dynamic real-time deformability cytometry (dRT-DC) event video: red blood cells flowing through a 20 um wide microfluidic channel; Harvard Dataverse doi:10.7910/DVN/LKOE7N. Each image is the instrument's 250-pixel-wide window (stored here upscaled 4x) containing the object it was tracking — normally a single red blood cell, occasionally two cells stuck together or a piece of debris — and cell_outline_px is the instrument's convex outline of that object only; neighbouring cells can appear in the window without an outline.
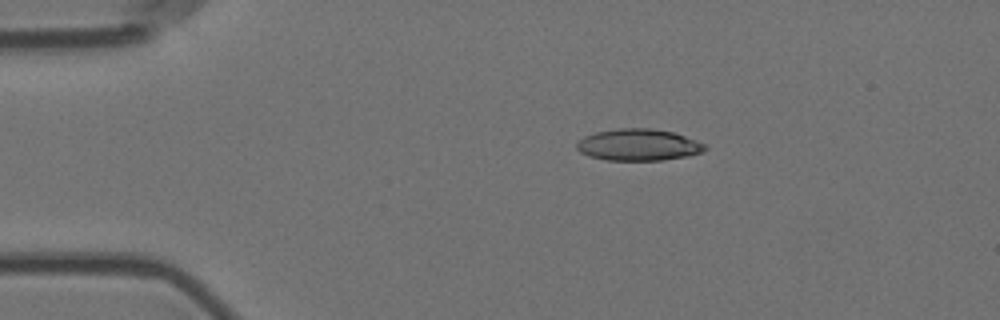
{"species": "Egyptian fruit bat (a non-hibernating species)", "species_latin": "Rousettus aegyptiacus", "temperature_condition": "room temperature", "stored_images_in_passage": 5, "camera_frame_rate_fps": 3000, "um_per_image_px": 0.085, "animal": {"sex": "female"}, "frame": {"image": 1, "passage_image": 1, "time_ms": 0.0, "image_size_px": [1000, 320], "cell_outline_px": [[708, 148], [704, 152], [688, 156], [664, 160], [604, 160], [588, 156], [580, 152], [576, 148], [576, 144], [584, 136], [596, 132], [616, 128], [648, 128], [676, 132], [708, 144]], "centroid_in_image_um": [54.32, 12.31], "position_along_channel_um": 30.7, "area_um2": 24.1}}
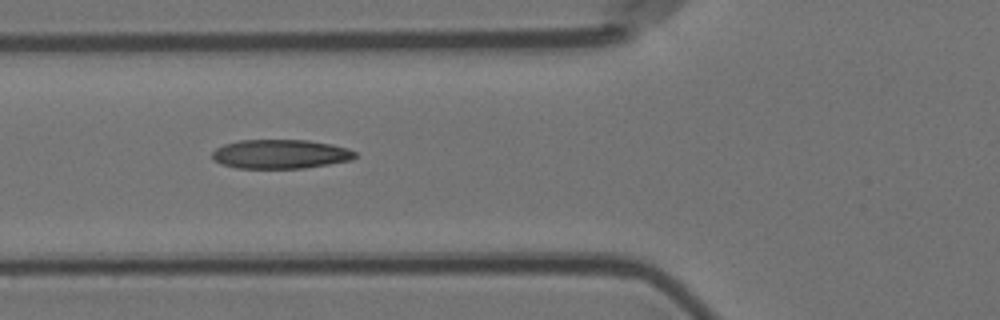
{"frame": {"image": 2, "passage_image": 4, "time_ms": 1.0, "image_size_px": [1000, 320], "cell_outline_px": [[356, 156], [352, 160], [304, 168], [236, 168], [220, 164], [212, 160], [212, 152], [216, 148], [224, 144], [240, 140], [308, 140], [332, 144], [348, 148], [356, 152]], "centroid_in_image_um": [23.82, 13.09], "position_along_channel_um": 102.0, "area_um2": 24.39}}
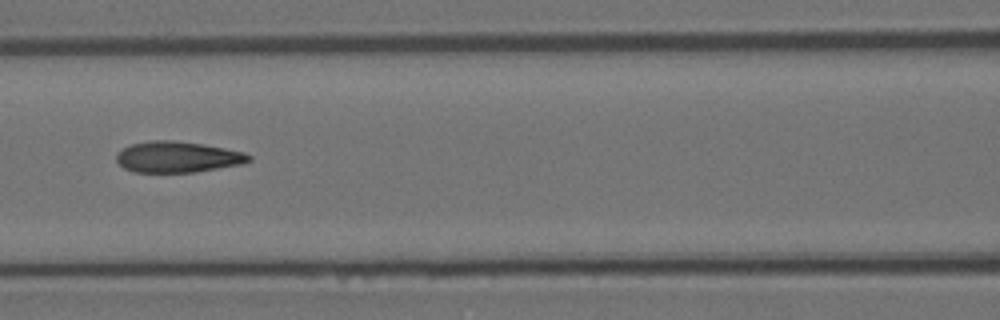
{"frame": {"image": 3, "passage_image": 5, "time_ms": 1.333, "image_size_px": [1000, 320], "cell_outline_px": [[252, 160], [240, 164], [196, 172], [132, 172], [124, 168], [116, 160], [116, 156], [124, 148], [132, 144], [152, 140], [172, 140], [204, 144], [244, 152], [252, 156]], "centroid_in_image_um": [15.11, 13.34], "position_along_channel_um": 151.5, "area_um2": 23.81}}